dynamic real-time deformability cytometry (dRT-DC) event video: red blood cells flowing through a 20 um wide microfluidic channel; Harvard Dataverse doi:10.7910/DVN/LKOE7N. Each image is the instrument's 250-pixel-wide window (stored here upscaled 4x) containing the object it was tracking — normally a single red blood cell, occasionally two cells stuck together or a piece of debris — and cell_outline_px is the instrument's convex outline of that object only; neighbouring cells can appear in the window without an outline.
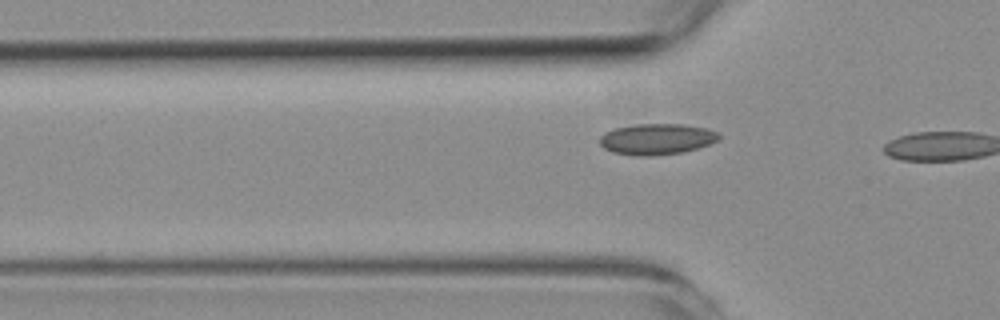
{"species": "common noctule bat (a hibernating species)", "species_latin": "Nyctalus noctula", "temperature_condition": "room temperature", "stored_images_in_passage": 9, "camera_frame_rate_fps": 3000, "um_per_image_px": 0.085, "animal": {"sex": "female", "body_mass_g": 19.3, "forearm_length_mm": 54.1}, "frame": {"image": 1, "passage_image": 7, "time_ms": 2.0, "image_size_px": [1000, 320], "cell_outline_px": [[720, 136], [716, 140], [708, 144], [684, 152], [652, 156], [636, 156], [612, 152], [604, 148], [600, 144], [600, 136], [604, 132], [616, 128], [636, 124], [684, 124], [708, 128], [716, 132]], "centroid_in_image_um": [55.79, 11.82], "position_along_channel_um": 70.0, "area_um2": 21.5}}